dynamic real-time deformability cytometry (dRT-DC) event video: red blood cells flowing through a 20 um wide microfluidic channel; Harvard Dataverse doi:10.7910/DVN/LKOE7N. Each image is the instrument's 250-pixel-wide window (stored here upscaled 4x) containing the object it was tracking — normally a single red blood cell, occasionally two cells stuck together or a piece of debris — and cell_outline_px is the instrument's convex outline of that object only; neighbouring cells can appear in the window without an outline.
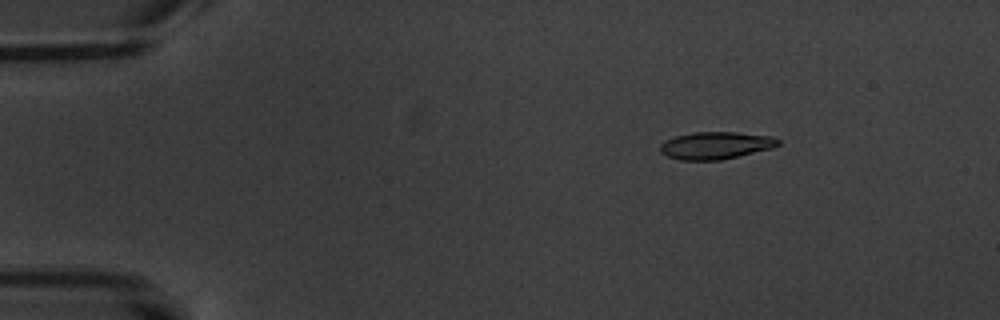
{"species": "common noctule bat (a hibernating species)", "species_latin": "Nyctalus noctula", "temperature_condition": "warm", "stored_images_in_passage": 5, "camera_frame_rate_fps": 3000, "um_per_image_px": 0.085, "animal": {"sex": "male", "body_mass_g": 20.1, "forearm_length_mm": 53.5}, "frame": {"image": 1, "passage_image": 3, "time_ms": 2.667, "image_size_px": [1000, 320], "cell_outline_px": [[780, 144], [772, 148], [740, 156], [720, 160], [680, 160], [668, 156], [660, 152], [660, 144], [664, 140], [676, 136], [692, 132], [736, 132], [772, 136], [780, 140]], "centroid_in_image_um": [60.83, 12.36], "position_along_channel_um": 24.2, "area_um2": 18.9}}
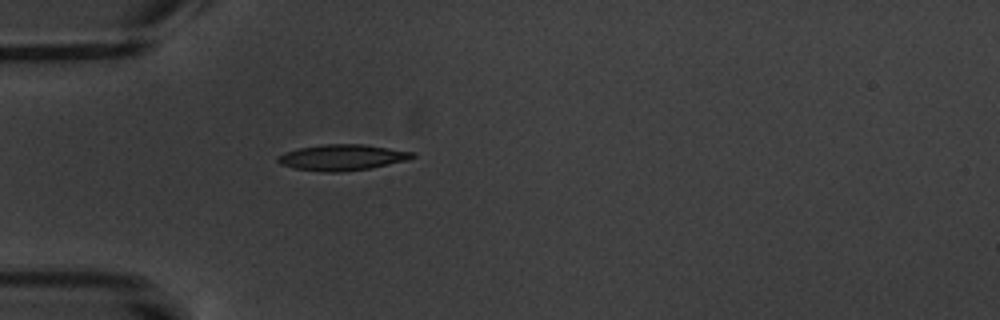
{"frame": {"image": 2, "passage_image": 5, "time_ms": 5.667, "image_size_px": [1000, 320], "cell_outline_px": [[416, 156], [408, 160], [372, 168], [340, 172], [324, 172], [292, 168], [280, 164], [276, 160], [276, 156], [284, 152], [300, 148], [324, 144], [364, 144], [416, 152]], "centroid_in_image_um": [29.09, 13.38], "position_along_channel_um": 55.9, "area_um2": 20.58}}